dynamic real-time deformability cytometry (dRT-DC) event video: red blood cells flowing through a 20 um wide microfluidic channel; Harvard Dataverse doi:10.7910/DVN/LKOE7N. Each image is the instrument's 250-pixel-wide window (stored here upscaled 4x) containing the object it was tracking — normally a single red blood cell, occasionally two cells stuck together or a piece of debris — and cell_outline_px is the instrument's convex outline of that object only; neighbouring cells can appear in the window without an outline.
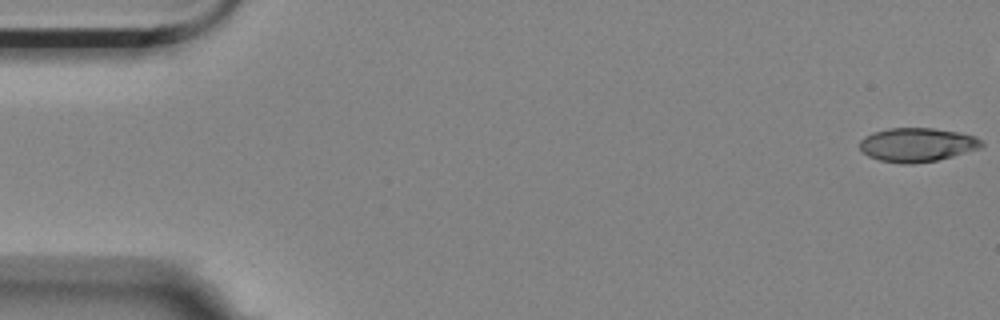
{"species": "Egyptian fruit bat (a non-hibernating species)", "species_latin": "Rousettus aegyptiacus", "temperature_condition": "room temperature", "stored_images_in_passage": 50, "camera_frame_rate_fps": 3000, "um_per_image_px": 0.085, "animal": {"sex": "female"}, "frame": {"image": 1, "passage_image": 1, "time_ms": 0.0, "image_size_px": [1000, 320], "cell_outline_px": [[984, 144], [980, 148], [952, 156], [936, 160], [912, 164], [900, 164], [880, 160], [868, 156], [860, 152], [860, 140], [864, 136], [872, 132], [888, 128], [932, 128], [960, 132], [976, 136]], "centroid_in_image_um": [77.92, 12.3], "position_along_channel_um": 7.1, "area_um2": 24.22}}
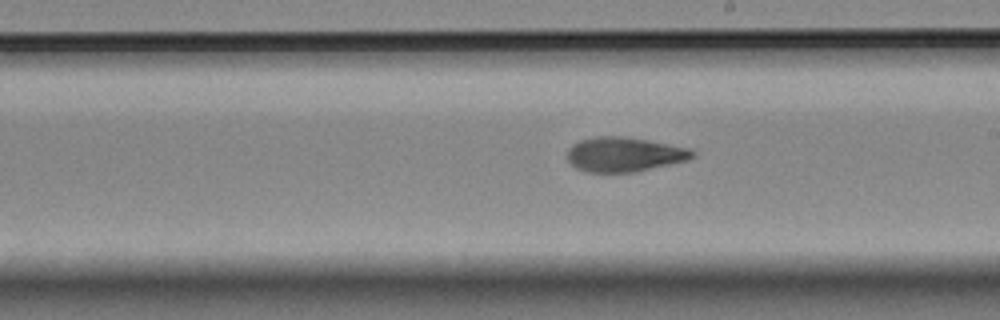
{"frame": {"image": 2, "passage_image": 32, "time_ms": 10.333, "image_size_px": [1000, 320], "cell_outline_px": [[696, 156], [688, 160], [632, 172], [588, 172], [576, 168], [568, 160], [568, 148], [572, 144], [580, 140], [596, 136], [620, 136], [644, 140], [688, 148], [696, 152]], "centroid_in_image_um": [53.04, 13.12], "position_along_channel_um": 236.0, "area_um2": 24.85}}
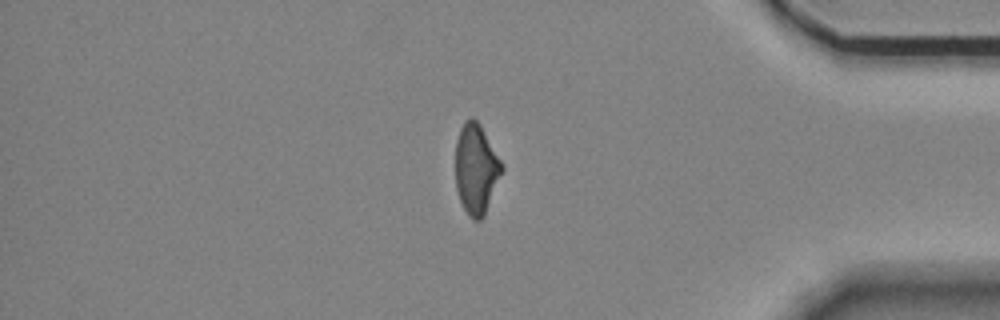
{"frame": {"image": 3, "passage_image": 48, "time_ms": 15.667, "image_size_px": [1000, 320], "cell_outline_px": [[504, 168], [484, 216], [480, 220], [472, 220], [468, 216], [460, 200], [456, 188], [456, 140], [460, 128], [464, 120], [472, 116], [480, 124], [504, 164]], "centroid_in_image_um": [40.48, 14.34], "position_along_channel_um": 394.7, "area_um2": 24.51}, "authors_computed_cell_mechanics": {"area_um2": 24.8829, "velocity_mm_per_s": 3.5121, "shape_relaxation_time_tau1_ms": null, "shape_relaxation_time_tau2_ms": 3.0791, "deformation_change_tau1": null, "deformation_change_tau2": 0.0857}}